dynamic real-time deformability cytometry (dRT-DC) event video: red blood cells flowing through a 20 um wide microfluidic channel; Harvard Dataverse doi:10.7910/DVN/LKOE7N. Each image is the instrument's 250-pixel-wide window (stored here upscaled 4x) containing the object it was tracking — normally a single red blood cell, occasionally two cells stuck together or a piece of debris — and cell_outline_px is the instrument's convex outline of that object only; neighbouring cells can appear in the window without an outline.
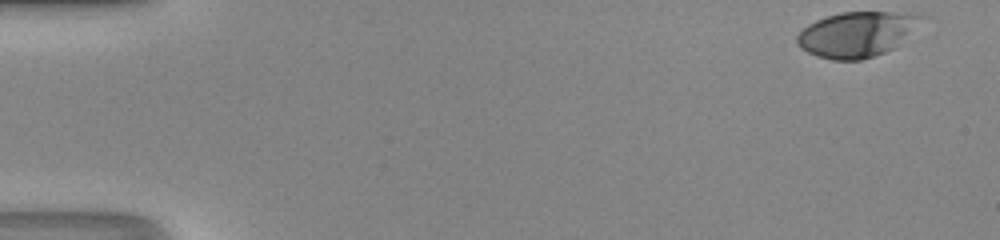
{"species": "human", "species_latin": "Homo sapiens", "temperature_condition": "room temperature", "stored_images_in_passage": 1, "camera_frame_rate_fps": 3000, "um_per_image_px": 0.085, "donor": {"sex": "male"}, "frame": {"image": 1, "passage_image": 1, "time_ms": 0.0, "image_size_px": [1000, 240], "cell_outline_px": [[924, 16], [900, 44], [896, 48], [860, 60], [832, 60], [816, 56], [800, 48], [796, 44], [796, 36], [808, 24], [816, 20], [840, 12], [916, 12]], "centroid_in_image_um": [72.81, 2.91], "position_along_channel_um": 12.2, "area_um2": 32.71}}